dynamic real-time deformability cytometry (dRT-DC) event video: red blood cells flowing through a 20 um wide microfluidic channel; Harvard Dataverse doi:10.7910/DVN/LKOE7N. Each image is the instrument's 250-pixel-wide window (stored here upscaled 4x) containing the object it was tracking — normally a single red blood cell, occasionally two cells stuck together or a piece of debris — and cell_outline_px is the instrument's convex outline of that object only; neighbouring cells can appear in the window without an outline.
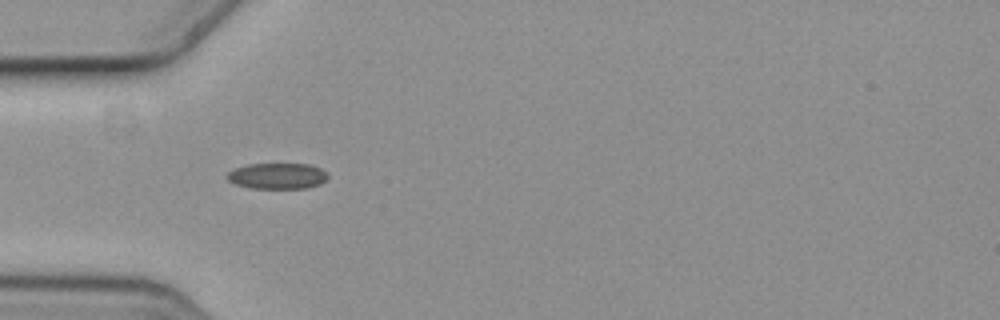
{"species": "common noctule bat (a hibernating species)", "species_latin": "Nyctalus noctula", "temperature_condition": "cold", "stored_images_in_passage": 5, "camera_frame_rate_fps": 3000, "um_per_image_px": 0.085, "animal": {"sex": "female", "body_mass_g": 19.3, "forearm_length_mm": 54.1}, "frame": {"image": 1, "passage_image": 5, "time_ms": 1.333, "image_size_px": [1000, 320], "cell_outline_px": [[328, 176], [320, 184], [308, 188], [248, 188], [236, 184], [228, 180], [224, 176], [232, 168], [248, 164], [308, 164], [320, 168], [328, 172]], "centroid_in_image_um": [23.54, 14.95], "position_along_channel_um": 61.5, "area_um2": 15.37}}